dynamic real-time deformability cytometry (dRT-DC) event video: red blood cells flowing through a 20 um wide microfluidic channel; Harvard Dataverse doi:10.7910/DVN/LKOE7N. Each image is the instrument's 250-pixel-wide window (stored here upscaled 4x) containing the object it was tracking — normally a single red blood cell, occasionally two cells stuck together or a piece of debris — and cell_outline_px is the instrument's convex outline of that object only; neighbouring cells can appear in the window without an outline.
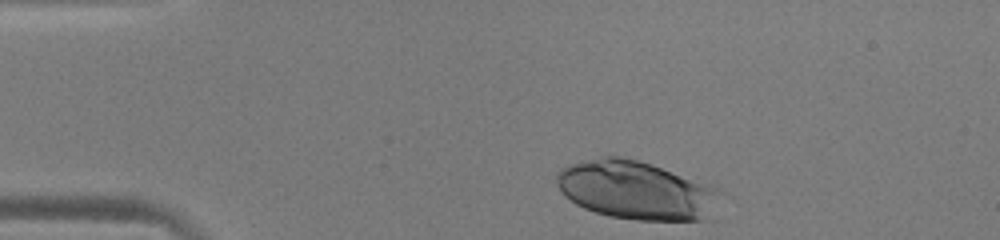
{"species": "human", "species_latin": "Homo sapiens", "temperature_condition": "warm", "stored_images_in_passage": 36, "camera_frame_rate_fps": 3000, "um_per_image_px": 0.085, "donor": {"sex": "male"}, "frame": {"image": 1, "passage_image": 1, "time_ms": 0.0, "image_size_px": [1000, 240], "cell_outline_px": [[720, 220], [636, 220], [608, 216], [584, 208], [576, 204], [564, 196], [556, 184], [556, 172], [560, 168], [572, 164], [604, 156], [620, 156], [652, 164], [708, 184], [716, 188]], "centroid_in_image_um": [54.13, 16.21], "position_along_channel_um": 30.9, "area_um2": 56.24}}
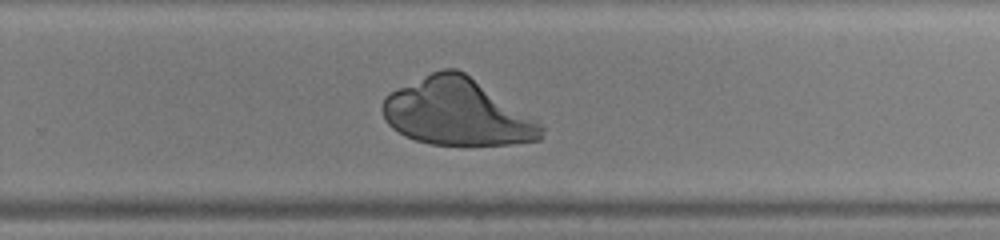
{"frame": {"image": 2, "passage_image": 26, "time_ms": 8.333, "image_size_px": [1000, 240], "cell_outline_px": [[544, 128], [540, 140], [512, 144], [432, 144], [416, 140], [404, 136], [392, 128], [384, 120], [380, 108], [384, 96], [388, 92], [440, 68], [456, 68], [464, 72], [540, 124]], "centroid_in_image_um": [38.75, 9.53], "position_along_channel_um": 291.1, "area_um2": 61.04}}